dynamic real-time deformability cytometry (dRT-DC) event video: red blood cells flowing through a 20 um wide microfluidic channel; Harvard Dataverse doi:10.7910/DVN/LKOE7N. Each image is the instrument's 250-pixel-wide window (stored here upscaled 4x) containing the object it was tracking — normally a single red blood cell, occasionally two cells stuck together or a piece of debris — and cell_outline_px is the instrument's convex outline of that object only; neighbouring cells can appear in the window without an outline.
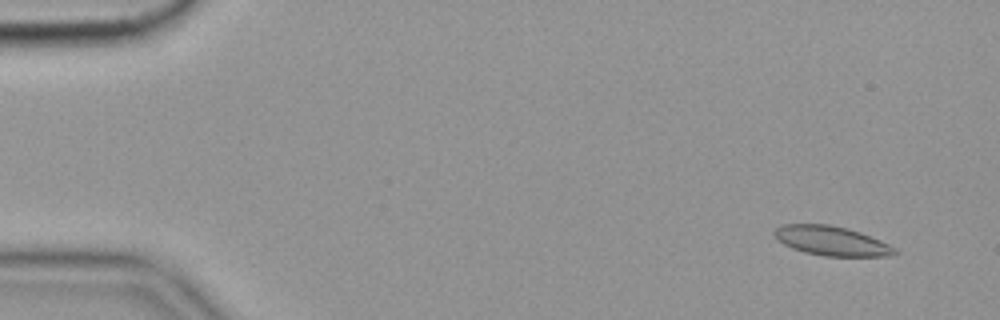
{"species": "common noctule bat (a hibernating species)", "species_latin": "Nyctalus noctula", "temperature_condition": "cold", "stored_images_in_passage": 57, "camera_frame_rate_fps": 3000, "um_per_image_px": 0.085, "animal": {"sex": "female", "body_mass_g": 19.9}, "frame": {"image": 1, "passage_image": 4, "time_ms": 1.0, "image_size_px": [1000, 320], "cell_outline_px": [[896, 252], [888, 256], [824, 256], [804, 252], [792, 248], [784, 244], [776, 236], [776, 228], [784, 224], [828, 224], [860, 232], [888, 244]], "centroid_in_image_um": [70.65, 20.47], "position_along_channel_um": 14.3, "area_um2": 20.06}}
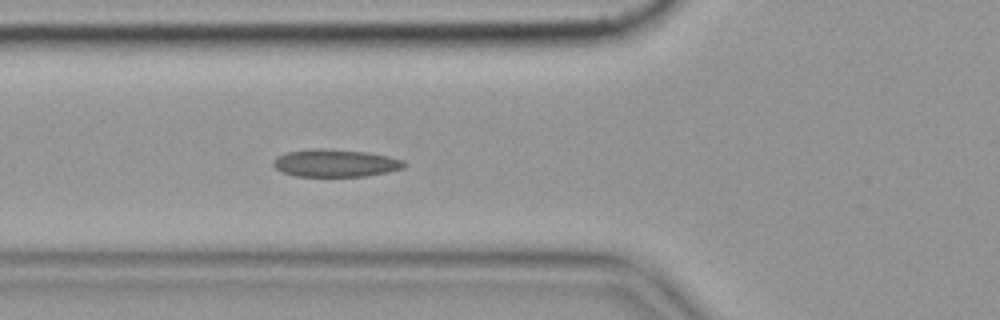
{"frame": {"image": 2, "passage_image": 21, "time_ms": 6.667, "image_size_px": [1000, 320], "cell_outline_px": [[408, 164], [404, 168], [388, 172], [364, 176], [296, 176], [284, 172], [276, 168], [272, 164], [280, 156], [288, 152], [316, 148], [324, 148], [368, 152], [388, 156], [404, 160]], "centroid_in_image_um": [28.59, 13.86], "position_along_channel_um": 97.2, "area_um2": 20.87}}
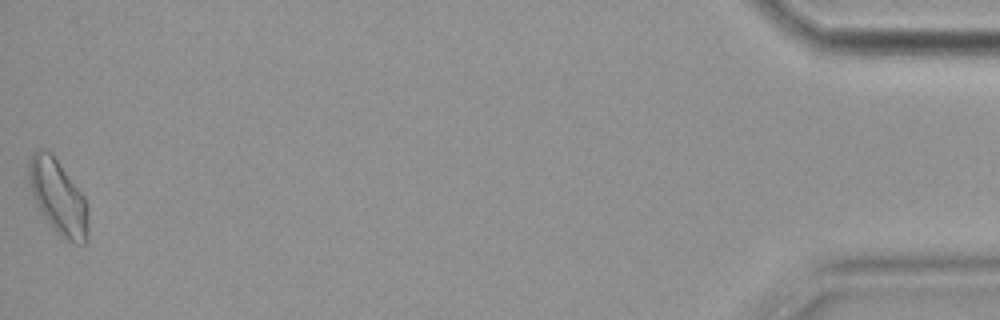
{"frame": {"image": 3, "passage_image": 57, "time_ms": 18.667, "image_size_px": [1000, 320], "cell_outline_px": [[88, 236], [84, 244], [72, 244], [64, 240], [52, 228], [36, 208], [32, 196], [28, 180], [28, 160], [32, 152], [40, 148], [52, 152], [84, 196], [88, 224]], "centroid_in_image_um": [4.9, 16.76], "position_along_channel_um": 430.3, "area_um2": 26.36}, "authors_computed_cell_mechanics": {"area_um2": 20.4612, "velocity_mm_per_s": 3.5264, "shape_relaxation_time_tau1_ms": 6.9225, "shape_relaxation_time_tau2_ms": 3.1688, "deformation_change_tau1": 0.1536, "deformation_change_tau2": 0.1118}}